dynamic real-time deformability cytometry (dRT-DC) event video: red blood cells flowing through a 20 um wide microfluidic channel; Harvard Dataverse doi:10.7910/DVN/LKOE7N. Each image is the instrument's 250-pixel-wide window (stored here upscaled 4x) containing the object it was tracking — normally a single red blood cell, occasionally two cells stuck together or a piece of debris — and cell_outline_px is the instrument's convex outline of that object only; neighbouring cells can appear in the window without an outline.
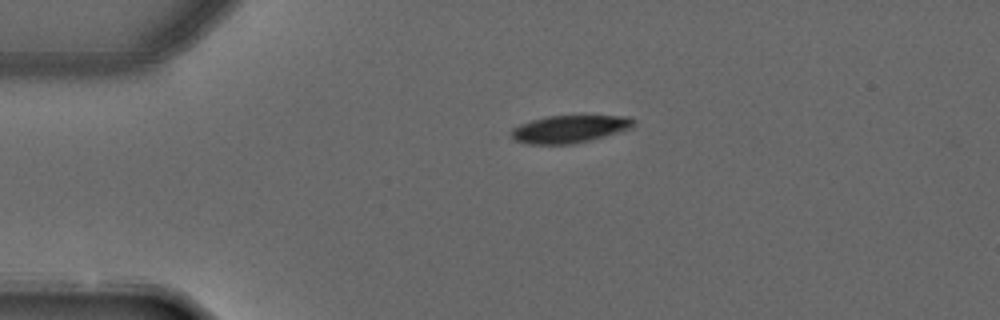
{"species": "common noctule bat (a hibernating species)", "species_latin": "Nyctalus noctula", "temperature_condition": "warm", "stored_images_in_passage": 2, "camera_frame_rate_fps": 3000, "um_per_image_px": 0.085, "animal": {"sex": "male", "forearm_length_mm": 52.5}, "frame": {"image": 1, "passage_image": 1, "time_ms": 0.0, "image_size_px": [1000, 320], "cell_outline_px": [[636, 124], [632, 128], [604, 136], [572, 144], [528, 144], [516, 140], [508, 136], [508, 132], [512, 128], [520, 124], [544, 116], [628, 116], [636, 120]], "centroid_in_image_um": [48.38, 10.96], "position_along_channel_um": 36.6, "area_um2": 19.71}}